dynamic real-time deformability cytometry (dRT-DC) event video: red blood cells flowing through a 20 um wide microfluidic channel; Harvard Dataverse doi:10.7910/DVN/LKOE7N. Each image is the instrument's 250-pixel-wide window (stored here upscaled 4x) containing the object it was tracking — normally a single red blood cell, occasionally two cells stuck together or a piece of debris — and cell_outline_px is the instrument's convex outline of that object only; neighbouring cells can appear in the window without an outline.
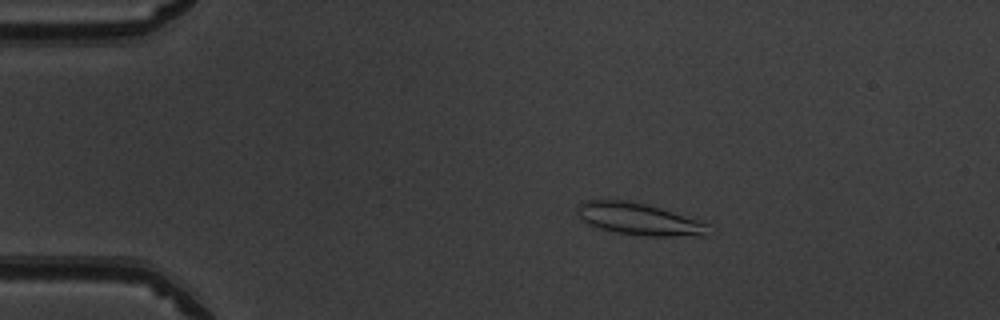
{"species": "common noctule bat (a hibernating species)", "species_latin": "Nyctalus noctula", "temperature_condition": "warm", "stored_images_in_passage": 51, "camera_frame_rate_fps": 3000, "um_per_image_px": 0.085, "animal": {"sex": "male", "body_mass_g": 19.5, "forearm_length_mm": 54.6}, "frame": {"image": 1, "passage_image": 9, "time_ms": 2.667, "image_size_px": [1000, 320], "cell_outline_px": [[708, 236], [648, 236], [616, 232], [600, 228], [588, 224], [580, 220], [576, 212], [576, 204], [588, 200], [604, 196], [632, 200], [648, 204], [704, 220], [708, 224]], "centroid_in_image_um": [54.27, 18.56], "position_along_channel_um": 30.7, "area_um2": 25.66}}
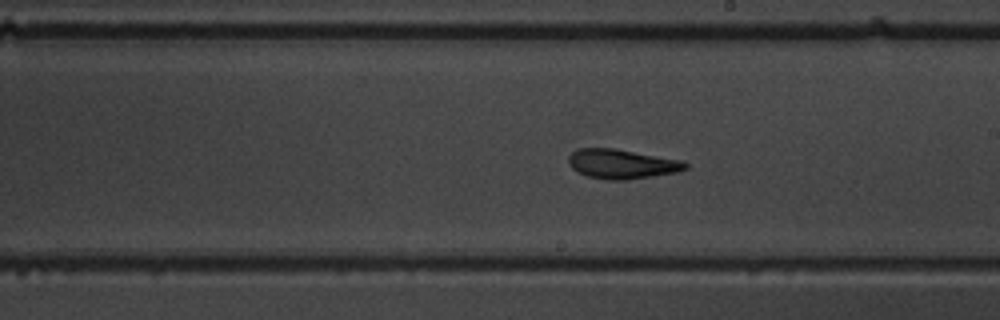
{"frame": {"image": 2, "passage_image": 29, "time_ms": 9.333, "image_size_px": [1000, 320], "cell_outline_px": [[688, 168], [676, 172], [628, 180], [608, 180], [588, 176], [576, 172], [568, 164], [568, 156], [572, 152], [580, 148], [612, 148], [680, 160], [688, 164]], "centroid_in_image_um": [52.81, 13.94], "position_along_channel_um": 236.2, "area_um2": 19.94}}
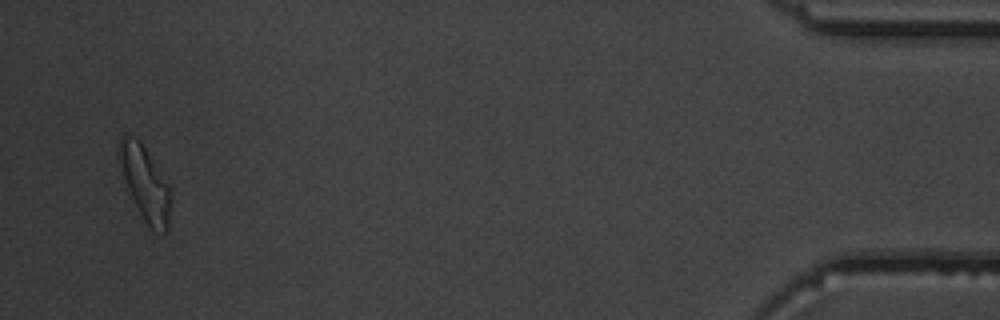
{"frame": {"image": 3, "passage_image": 49, "time_ms": 16.0, "image_size_px": [1000, 320], "cell_outline_px": [[168, 228], [164, 232], [152, 232], [144, 220], [128, 188], [116, 156], [116, 148], [120, 136], [124, 132], [136, 140], [144, 148], [168, 184]], "centroid_in_image_um": [12.25, 15.54], "position_along_channel_um": 422.9, "area_um2": 21.44}, "authors_computed_cell_mechanics": {"area_um2": 20.808, "velocity_mm_per_s": 3.9608, "shape_relaxation_time_tau1_ms": 10.3869, "shape_relaxation_time_tau2_ms": 2.5356, "deformation_change_tau1": 0.2452, "deformation_change_tau2": 0.1175}}